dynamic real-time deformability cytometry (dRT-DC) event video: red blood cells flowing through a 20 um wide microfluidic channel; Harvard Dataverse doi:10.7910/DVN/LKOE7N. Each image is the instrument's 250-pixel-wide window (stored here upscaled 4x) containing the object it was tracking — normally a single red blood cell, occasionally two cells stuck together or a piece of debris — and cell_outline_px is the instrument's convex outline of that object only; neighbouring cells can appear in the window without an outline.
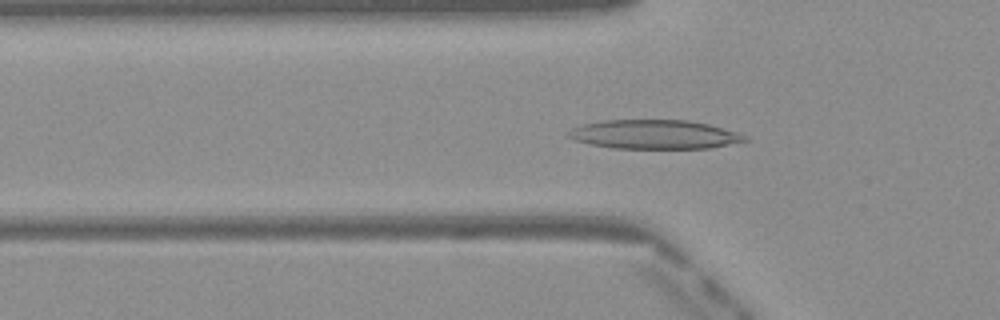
{"species": "Egyptian fruit bat (a non-hibernating species)", "species_latin": "Rousettus aegyptiacus", "temperature_condition": "warm", "stored_images_in_passage": 49, "camera_frame_rate_fps": 3000, "um_per_image_px": 0.085, "frame": {"image": 1, "passage_image": 16, "time_ms": 5.0, "image_size_px": [1000, 320], "cell_outline_px": [[752, 140], [712, 148], [612, 148], [592, 144], [576, 140], [568, 136], [568, 132], [572, 128], [584, 124], [600, 120], [688, 120], [708, 124], [736, 132]], "centroid_in_image_um": [55.65, 11.42], "position_along_channel_um": 70.1, "area_um2": 29.71}}
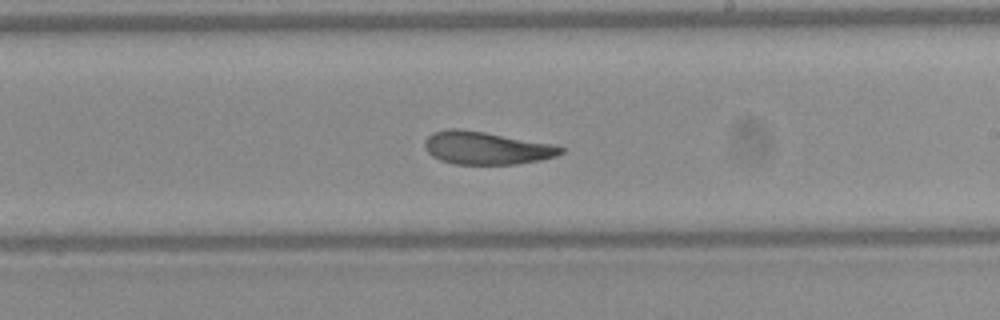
{"frame": {"image": 2, "passage_image": 29, "time_ms": 9.333, "image_size_px": [1000, 320], "cell_outline_px": [[564, 152], [556, 156], [540, 160], [516, 164], [456, 164], [440, 160], [432, 156], [424, 148], [424, 140], [432, 132], [448, 128], [456, 128], [484, 132], [552, 144], [564, 148]], "centroid_in_image_um": [41.3, 12.58], "position_along_channel_um": 247.7, "area_um2": 25.95}}
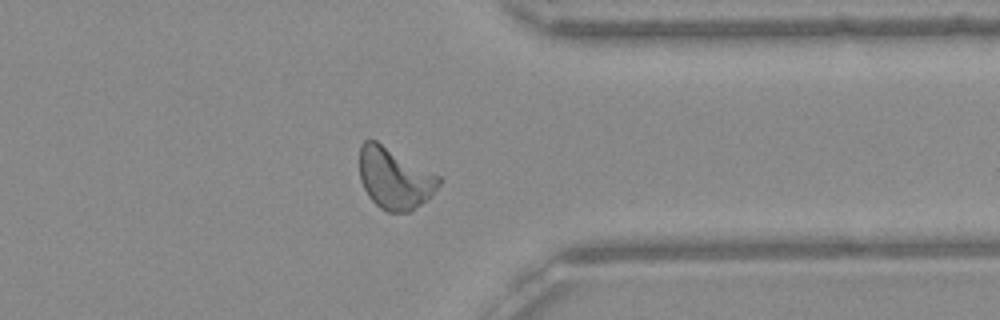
{"frame": {"image": 3, "passage_image": 39, "time_ms": 12.667, "image_size_px": [1000, 320], "cell_outline_px": [[444, 180], [432, 196], [408, 212], [388, 212], [380, 208], [368, 196], [360, 180], [360, 144], [364, 140], [376, 140], [440, 176]], "centroid_in_image_um": [33.55, 15.16], "position_along_channel_um": 377.8, "area_um2": 28.38}, "authors_computed_cell_mechanics": {"area_um2": 27.0504, "velocity_mm_per_s": 4.084, "shape_relaxation_time_tau1_ms": 7.4764, "shape_relaxation_time_tau2_ms": 2.538, "deformation_change_tau1": 0.2139, "deformation_change_tau2": 0.104}}